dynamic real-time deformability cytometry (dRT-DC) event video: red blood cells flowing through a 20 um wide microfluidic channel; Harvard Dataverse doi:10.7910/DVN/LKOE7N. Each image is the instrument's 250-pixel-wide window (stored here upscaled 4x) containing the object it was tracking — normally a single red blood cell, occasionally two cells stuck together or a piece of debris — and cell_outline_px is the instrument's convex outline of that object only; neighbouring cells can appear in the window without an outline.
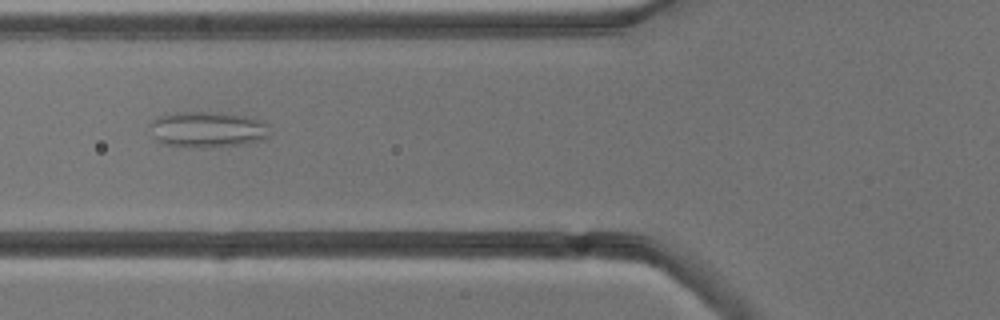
{"species": "common noctule bat (a hibernating species)", "species_latin": "Nyctalus noctula", "temperature_condition": "cold", "stored_images_in_passage": 5, "camera_frame_rate_fps": 3000, "um_per_image_px": 0.085, "animal": {"sex": "male", "body_mass_g": 13.3}, "frame": {"image": 1, "passage_image": 3, "time_ms": 3.333, "image_size_px": [1000, 320], "cell_outline_px": [[268, 136], [260, 140], [244, 144], [208, 148], [188, 148], [160, 144], [156, 140], [148, 124], [152, 120], [160, 116], [176, 112], [220, 112], [248, 116], [260, 120], [264, 124]], "centroid_in_image_um": [17.56, 11.02], "position_along_channel_um": 108.2, "area_um2": 25.32}}
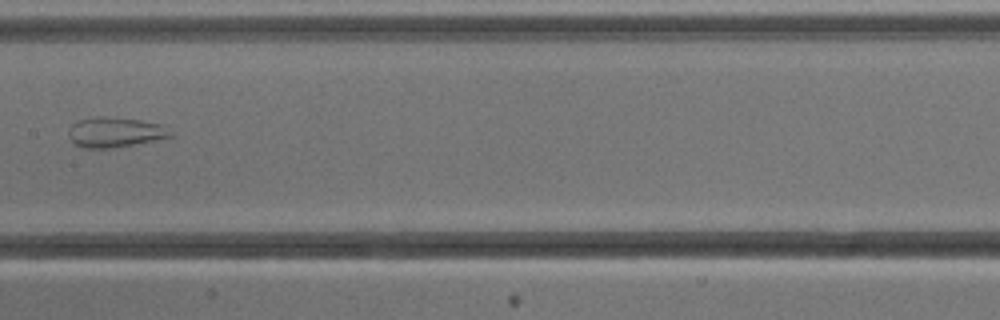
{"frame": {"image": 2, "passage_image": 5, "time_ms": 5.667, "image_size_px": [1000, 320], "cell_outline_px": [[172, 136], [112, 148], [80, 148], [68, 136], [68, 128], [72, 124], [80, 120], [96, 116], [104, 116], [140, 120], [164, 124]], "centroid_in_image_um": [9.73, 11.23], "position_along_channel_um": 197.7, "area_um2": 17.69}}